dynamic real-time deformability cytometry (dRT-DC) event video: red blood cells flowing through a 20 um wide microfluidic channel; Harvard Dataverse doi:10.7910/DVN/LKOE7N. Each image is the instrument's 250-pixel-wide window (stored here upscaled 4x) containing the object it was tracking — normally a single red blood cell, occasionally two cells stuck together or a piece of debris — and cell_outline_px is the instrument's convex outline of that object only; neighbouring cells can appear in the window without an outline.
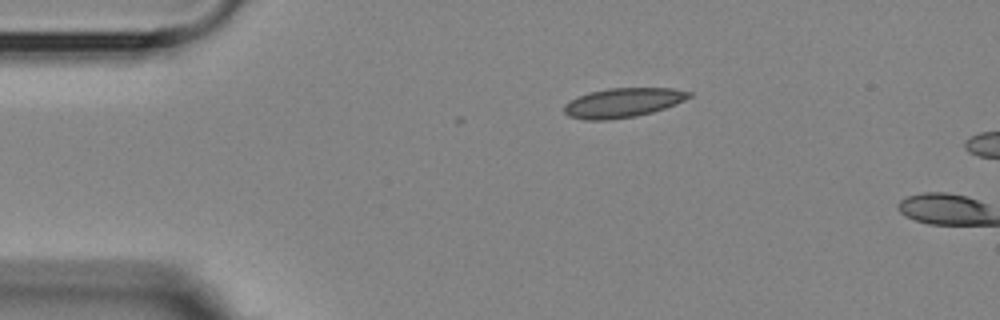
{"species": "Egyptian fruit bat (a non-hibernating species)", "species_latin": "Rousettus aegyptiacus", "temperature_condition": "room temperature", "stored_images_in_passage": 2, "camera_frame_rate_fps": 3000, "um_per_image_px": 0.085, "animal": {"sex": "female"}, "frame": {"image": 1, "passage_image": 1, "time_ms": 0.0, "image_size_px": [1000, 320], "cell_outline_px": [[692, 96], [676, 104], [652, 112], [636, 116], [608, 120], [584, 120], [568, 116], [564, 112], [564, 104], [576, 96], [588, 92], [608, 88], [672, 88], [692, 92]], "centroid_in_image_um": [52.92, 8.73], "position_along_channel_um": 32.1, "area_um2": 21.56}}